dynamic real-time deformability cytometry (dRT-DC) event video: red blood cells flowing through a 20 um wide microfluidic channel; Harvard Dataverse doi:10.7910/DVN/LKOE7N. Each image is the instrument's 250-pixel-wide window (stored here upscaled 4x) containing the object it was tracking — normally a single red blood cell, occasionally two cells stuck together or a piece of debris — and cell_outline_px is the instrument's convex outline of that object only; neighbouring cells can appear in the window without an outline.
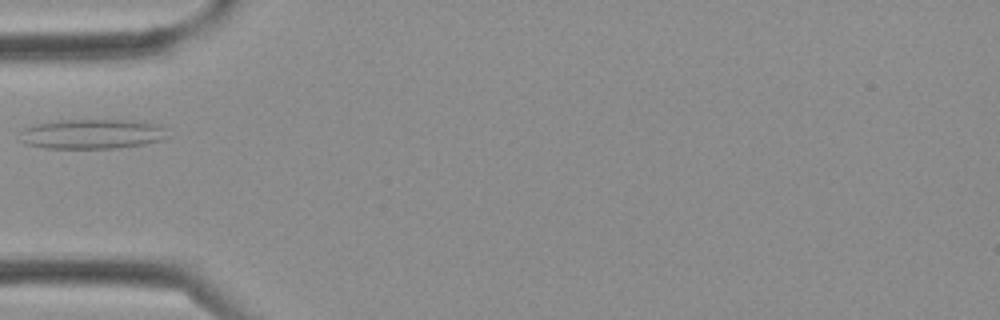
{"species": "Egyptian fruit bat (a non-hibernating species)", "species_latin": "Rousettus aegyptiacus", "temperature_condition": "cold", "stored_images_in_passage": 3, "camera_frame_rate_fps": 3000, "um_per_image_px": 0.085, "frame": {"image": 1, "passage_image": 3, "time_ms": 0.667, "image_size_px": [1000, 320], "cell_outline_px": [[168, 136], [160, 140], [144, 144], [116, 148], [44, 148], [24, 144], [20, 140], [20, 132], [24, 128], [36, 124], [56, 120], [132, 120], [160, 124], [164, 128]], "centroid_in_image_um": [7.8, 11.38], "position_along_channel_um": 77.2, "area_um2": 25.78}}